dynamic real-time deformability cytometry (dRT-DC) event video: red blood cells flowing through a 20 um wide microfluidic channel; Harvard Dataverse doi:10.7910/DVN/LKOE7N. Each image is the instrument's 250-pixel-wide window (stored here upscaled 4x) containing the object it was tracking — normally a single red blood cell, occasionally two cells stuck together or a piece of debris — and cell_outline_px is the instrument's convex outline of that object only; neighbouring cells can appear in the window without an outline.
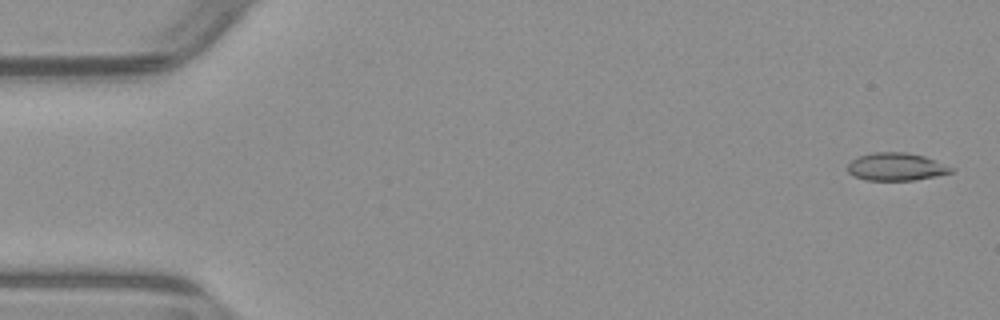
{"species": "common noctule bat (a hibernating species)", "species_latin": "Nyctalus noctula", "temperature_condition": "warm", "stored_images_in_passage": 53, "camera_frame_rate_fps": 3000, "um_per_image_px": 0.085, "animal": {"sex": "male", "body_mass_g": 23.1, "forearm_length_mm": 52.7}, "frame": {"image": 1, "passage_image": 2, "time_ms": 0.333, "image_size_px": [1000, 320], "cell_outline_px": [[956, 168], [952, 172], [936, 176], [912, 180], [864, 180], [852, 176], [848, 172], [848, 164], [852, 160], [860, 156], [872, 152], [904, 152], [924, 156]], "centroid_in_image_um": [76.17, 14.18], "position_along_channel_um": 8.8, "area_um2": 16.76}}
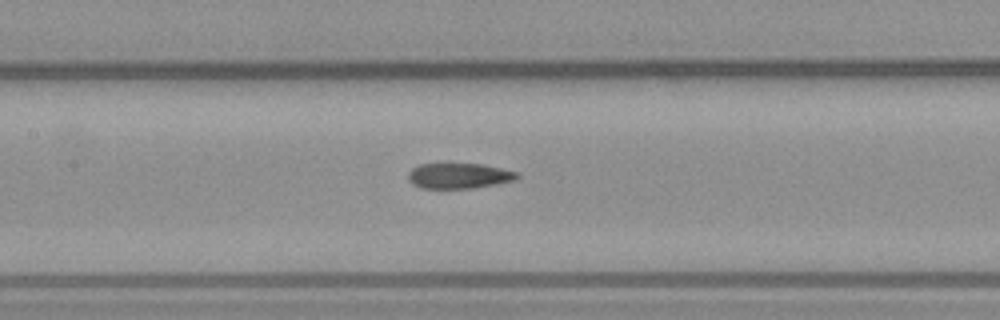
{"frame": {"image": 2, "passage_image": 25, "time_ms": 8.0, "image_size_px": [1000, 320], "cell_outline_px": [[520, 176], [516, 180], [496, 184], [472, 188], [420, 188], [412, 184], [408, 180], [408, 172], [412, 168], [420, 164], [484, 164], [520, 172]], "centroid_in_image_um": [39.04, 14.94], "position_along_channel_um": 168.4, "area_um2": 16.3}}
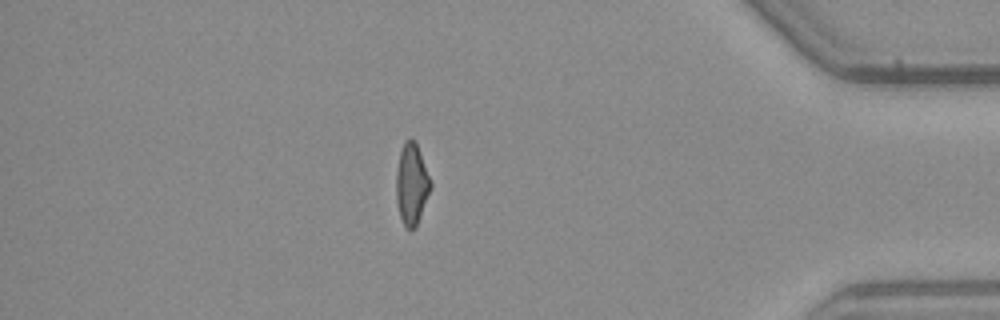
{"frame": {"image": 3, "passage_image": 46, "time_ms": 15.0, "image_size_px": [1000, 320], "cell_outline_px": [[432, 188], [416, 228], [408, 228], [404, 224], [400, 216], [396, 200], [396, 172], [400, 152], [404, 140], [412, 136], [416, 140], [432, 180]], "centroid_in_image_um": [35.02, 15.58], "position_along_channel_um": 400.2, "area_um2": 16.76}, "authors_computed_cell_mechanics": {"area_um2": 16.8776, "velocity_mm_per_s": 3.912, "shape_relaxation_time_tau1_ms": null, "shape_relaxation_time_tau2_ms": 2.4832, "deformation_change_tau1": null, "deformation_change_tau2": 0.0876}}